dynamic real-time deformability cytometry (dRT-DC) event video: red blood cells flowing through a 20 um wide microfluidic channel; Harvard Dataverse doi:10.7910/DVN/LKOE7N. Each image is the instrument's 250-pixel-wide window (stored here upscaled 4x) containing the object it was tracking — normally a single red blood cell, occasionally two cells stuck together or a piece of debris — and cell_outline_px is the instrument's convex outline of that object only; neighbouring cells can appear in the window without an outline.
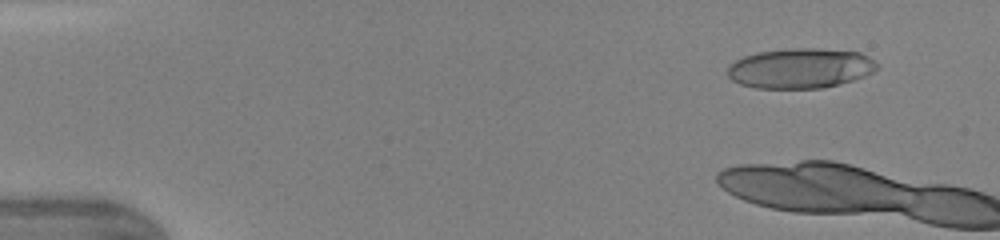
{"species": "human", "species_latin": "Homo sapiens", "temperature_condition": "warm", "stored_images_in_passage": 7, "camera_frame_rate_fps": 3000, "um_per_image_px": 0.085, "donor": {"sex": "female"}, "frame": {"image": 1, "passage_image": 4, "time_ms": 1.0, "image_size_px": [1000, 240], "cell_outline_px": [[876, 68], [872, 72], [864, 76], [840, 84], [824, 88], [756, 88], [740, 84], [732, 80], [728, 76], [728, 64], [744, 56], [756, 52], [788, 48], [816, 48], [860, 52], [868, 56], [876, 64]], "centroid_in_image_um": [67.99, 5.8], "position_along_channel_um": 17.0, "area_um2": 34.91}}